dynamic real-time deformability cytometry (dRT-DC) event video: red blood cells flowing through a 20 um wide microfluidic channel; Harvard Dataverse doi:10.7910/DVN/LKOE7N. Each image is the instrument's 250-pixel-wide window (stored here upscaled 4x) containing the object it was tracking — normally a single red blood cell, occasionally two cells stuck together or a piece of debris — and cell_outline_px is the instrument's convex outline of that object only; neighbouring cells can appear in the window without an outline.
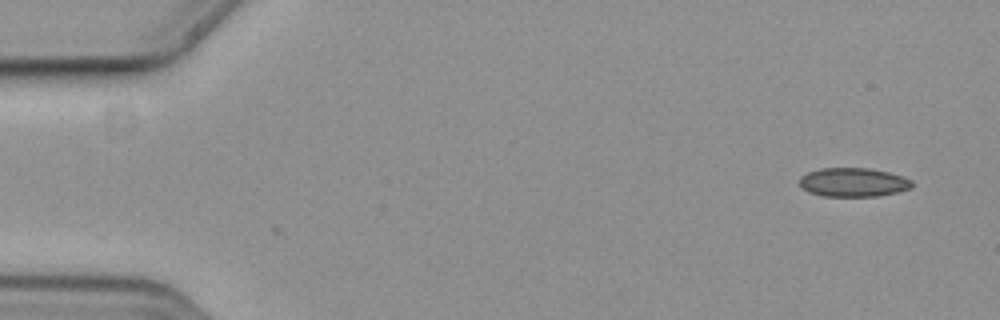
{"species": "common noctule bat (a hibernating species)", "species_latin": "Nyctalus noctula", "temperature_condition": "cold", "stored_images_in_passage": 2, "camera_frame_rate_fps": 3000, "um_per_image_px": 0.085, "animal": {"sex": "female", "body_mass_g": 19.3, "forearm_length_mm": 54.1}, "frame": {"image": 1, "passage_image": 2, "time_ms": 0.333, "image_size_px": [1000, 320], "cell_outline_px": [[912, 188], [880, 196], [824, 196], [808, 192], [800, 184], [800, 176], [808, 172], [820, 168], [868, 168], [888, 172], [912, 180]], "centroid_in_image_um": [72.52, 15.49], "position_along_channel_um": 12.5, "area_um2": 18.84}}